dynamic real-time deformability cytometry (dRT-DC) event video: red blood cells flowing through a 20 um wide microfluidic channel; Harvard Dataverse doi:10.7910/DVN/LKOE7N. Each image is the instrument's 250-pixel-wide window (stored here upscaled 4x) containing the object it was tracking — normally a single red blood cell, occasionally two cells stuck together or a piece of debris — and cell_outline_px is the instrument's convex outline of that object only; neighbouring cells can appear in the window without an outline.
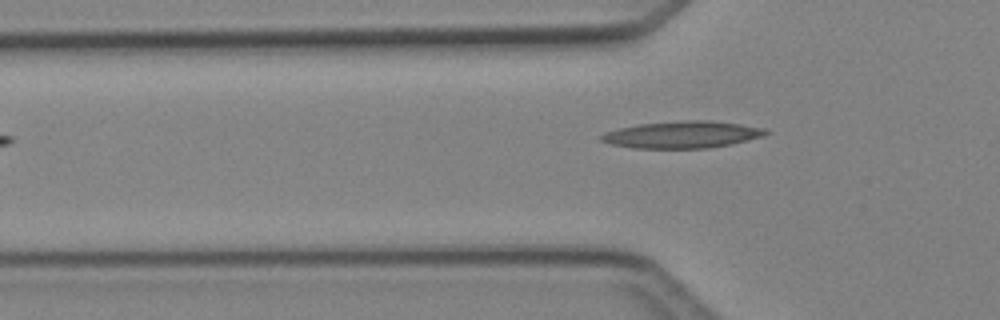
{"species": "Egyptian fruit bat (a non-hibernating species)", "species_latin": "Rousettus aegyptiacus", "temperature_condition": "cold", "stored_images_in_passage": 4, "segment_of_instrument_passage": [2, 2], "camera_frame_rate_fps": 3000, "um_per_image_px": 0.085, "animal": {"sex": "female"}, "frame": {"image": 1, "passage_image": 4, "time_ms": 4.667, "image_size_px": [1000, 320], "cell_outline_px": [[768, 132], [764, 136], [732, 144], [708, 148], [632, 148], [608, 144], [600, 140], [600, 136], [604, 132], [620, 128], [640, 124], [684, 120], [708, 120], [740, 124], [764, 128]], "centroid_in_image_um": [57.97, 11.45], "position_along_channel_um": 67.8, "area_um2": 25.84}}